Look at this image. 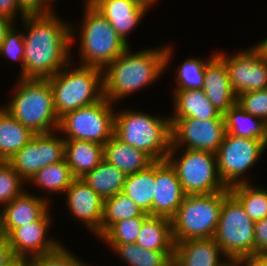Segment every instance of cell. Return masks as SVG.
<instances>
[{
    "label": "cell",
    "instance_id": "cell-40",
    "mask_svg": "<svg viewBox=\"0 0 267 266\" xmlns=\"http://www.w3.org/2000/svg\"><path fill=\"white\" fill-rule=\"evenodd\" d=\"M255 256L267 257V217L255 222Z\"/></svg>",
    "mask_w": 267,
    "mask_h": 266
},
{
    "label": "cell",
    "instance_id": "cell-12",
    "mask_svg": "<svg viewBox=\"0 0 267 266\" xmlns=\"http://www.w3.org/2000/svg\"><path fill=\"white\" fill-rule=\"evenodd\" d=\"M170 123L171 147L167 156H174L185 143V149L215 154L227 133L225 119L170 118Z\"/></svg>",
    "mask_w": 267,
    "mask_h": 266
},
{
    "label": "cell",
    "instance_id": "cell-43",
    "mask_svg": "<svg viewBox=\"0 0 267 266\" xmlns=\"http://www.w3.org/2000/svg\"><path fill=\"white\" fill-rule=\"evenodd\" d=\"M240 266H267L266 256L240 258Z\"/></svg>",
    "mask_w": 267,
    "mask_h": 266
},
{
    "label": "cell",
    "instance_id": "cell-38",
    "mask_svg": "<svg viewBox=\"0 0 267 266\" xmlns=\"http://www.w3.org/2000/svg\"><path fill=\"white\" fill-rule=\"evenodd\" d=\"M237 104L247 113L267 123V89L239 94Z\"/></svg>",
    "mask_w": 267,
    "mask_h": 266
},
{
    "label": "cell",
    "instance_id": "cell-33",
    "mask_svg": "<svg viewBox=\"0 0 267 266\" xmlns=\"http://www.w3.org/2000/svg\"><path fill=\"white\" fill-rule=\"evenodd\" d=\"M229 190L254 222L267 217V188H257L253 187L252 183H243L234 185Z\"/></svg>",
    "mask_w": 267,
    "mask_h": 266
},
{
    "label": "cell",
    "instance_id": "cell-29",
    "mask_svg": "<svg viewBox=\"0 0 267 266\" xmlns=\"http://www.w3.org/2000/svg\"><path fill=\"white\" fill-rule=\"evenodd\" d=\"M136 244L154 251H174L171 219L149 216L143 222Z\"/></svg>",
    "mask_w": 267,
    "mask_h": 266
},
{
    "label": "cell",
    "instance_id": "cell-21",
    "mask_svg": "<svg viewBox=\"0 0 267 266\" xmlns=\"http://www.w3.org/2000/svg\"><path fill=\"white\" fill-rule=\"evenodd\" d=\"M220 254L213 238L189 239L175 242L173 261L178 266H221L226 260Z\"/></svg>",
    "mask_w": 267,
    "mask_h": 266
},
{
    "label": "cell",
    "instance_id": "cell-34",
    "mask_svg": "<svg viewBox=\"0 0 267 266\" xmlns=\"http://www.w3.org/2000/svg\"><path fill=\"white\" fill-rule=\"evenodd\" d=\"M216 55L205 61V59L188 58L184 63L178 67V73L176 78V89L174 90H186V89H202L204 86L205 66Z\"/></svg>",
    "mask_w": 267,
    "mask_h": 266
},
{
    "label": "cell",
    "instance_id": "cell-48",
    "mask_svg": "<svg viewBox=\"0 0 267 266\" xmlns=\"http://www.w3.org/2000/svg\"><path fill=\"white\" fill-rule=\"evenodd\" d=\"M167 266H178V265L172 259Z\"/></svg>",
    "mask_w": 267,
    "mask_h": 266
},
{
    "label": "cell",
    "instance_id": "cell-8",
    "mask_svg": "<svg viewBox=\"0 0 267 266\" xmlns=\"http://www.w3.org/2000/svg\"><path fill=\"white\" fill-rule=\"evenodd\" d=\"M254 226L240 201L229 192L222 202L213 236L226 260L255 256Z\"/></svg>",
    "mask_w": 267,
    "mask_h": 266
},
{
    "label": "cell",
    "instance_id": "cell-23",
    "mask_svg": "<svg viewBox=\"0 0 267 266\" xmlns=\"http://www.w3.org/2000/svg\"><path fill=\"white\" fill-rule=\"evenodd\" d=\"M104 160L126 175L145 170L154 161L143 151L123 143L114 135L103 145Z\"/></svg>",
    "mask_w": 267,
    "mask_h": 266
},
{
    "label": "cell",
    "instance_id": "cell-44",
    "mask_svg": "<svg viewBox=\"0 0 267 266\" xmlns=\"http://www.w3.org/2000/svg\"><path fill=\"white\" fill-rule=\"evenodd\" d=\"M12 26H14L13 20L0 16V46L5 40V36Z\"/></svg>",
    "mask_w": 267,
    "mask_h": 266
},
{
    "label": "cell",
    "instance_id": "cell-26",
    "mask_svg": "<svg viewBox=\"0 0 267 266\" xmlns=\"http://www.w3.org/2000/svg\"><path fill=\"white\" fill-rule=\"evenodd\" d=\"M155 186L154 161L145 170L127 175L122 193L128 196L144 213L152 216Z\"/></svg>",
    "mask_w": 267,
    "mask_h": 266
},
{
    "label": "cell",
    "instance_id": "cell-18",
    "mask_svg": "<svg viewBox=\"0 0 267 266\" xmlns=\"http://www.w3.org/2000/svg\"><path fill=\"white\" fill-rule=\"evenodd\" d=\"M153 3L151 0H97L93 6L128 44L126 36L140 23Z\"/></svg>",
    "mask_w": 267,
    "mask_h": 266
},
{
    "label": "cell",
    "instance_id": "cell-27",
    "mask_svg": "<svg viewBox=\"0 0 267 266\" xmlns=\"http://www.w3.org/2000/svg\"><path fill=\"white\" fill-rule=\"evenodd\" d=\"M226 132L233 136L259 139L267 145V123L247 113L237 103L225 114Z\"/></svg>",
    "mask_w": 267,
    "mask_h": 266
},
{
    "label": "cell",
    "instance_id": "cell-9",
    "mask_svg": "<svg viewBox=\"0 0 267 266\" xmlns=\"http://www.w3.org/2000/svg\"><path fill=\"white\" fill-rule=\"evenodd\" d=\"M103 97L100 101L78 108L62 116L58 131L64 139L92 141L104 145L114 132V107Z\"/></svg>",
    "mask_w": 267,
    "mask_h": 266
},
{
    "label": "cell",
    "instance_id": "cell-46",
    "mask_svg": "<svg viewBox=\"0 0 267 266\" xmlns=\"http://www.w3.org/2000/svg\"><path fill=\"white\" fill-rule=\"evenodd\" d=\"M259 44L263 47L264 51L267 54V37L263 41L259 42Z\"/></svg>",
    "mask_w": 267,
    "mask_h": 266
},
{
    "label": "cell",
    "instance_id": "cell-19",
    "mask_svg": "<svg viewBox=\"0 0 267 266\" xmlns=\"http://www.w3.org/2000/svg\"><path fill=\"white\" fill-rule=\"evenodd\" d=\"M48 198L24 191L7 203L0 214V236L7 237L15 228L38 220L48 209Z\"/></svg>",
    "mask_w": 267,
    "mask_h": 266
},
{
    "label": "cell",
    "instance_id": "cell-6",
    "mask_svg": "<svg viewBox=\"0 0 267 266\" xmlns=\"http://www.w3.org/2000/svg\"><path fill=\"white\" fill-rule=\"evenodd\" d=\"M85 8L80 26L81 64L104 70L129 45L120 38L109 21L93 5L85 4Z\"/></svg>",
    "mask_w": 267,
    "mask_h": 266
},
{
    "label": "cell",
    "instance_id": "cell-14",
    "mask_svg": "<svg viewBox=\"0 0 267 266\" xmlns=\"http://www.w3.org/2000/svg\"><path fill=\"white\" fill-rule=\"evenodd\" d=\"M57 134H35L8 163L19 176L28 181L43 167L65 159V139Z\"/></svg>",
    "mask_w": 267,
    "mask_h": 266
},
{
    "label": "cell",
    "instance_id": "cell-30",
    "mask_svg": "<svg viewBox=\"0 0 267 266\" xmlns=\"http://www.w3.org/2000/svg\"><path fill=\"white\" fill-rule=\"evenodd\" d=\"M129 266H167L174 251H154L136 243L108 244Z\"/></svg>",
    "mask_w": 267,
    "mask_h": 266
},
{
    "label": "cell",
    "instance_id": "cell-25",
    "mask_svg": "<svg viewBox=\"0 0 267 266\" xmlns=\"http://www.w3.org/2000/svg\"><path fill=\"white\" fill-rule=\"evenodd\" d=\"M35 134L0 108V161L8 162Z\"/></svg>",
    "mask_w": 267,
    "mask_h": 266
},
{
    "label": "cell",
    "instance_id": "cell-49",
    "mask_svg": "<svg viewBox=\"0 0 267 266\" xmlns=\"http://www.w3.org/2000/svg\"><path fill=\"white\" fill-rule=\"evenodd\" d=\"M14 266H23V262L19 260Z\"/></svg>",
    "mask_w": 267,
    "mask_h": 266
},
{
    "label": "cell",
    "instance_id": "cell-35",
    "mask_svg": "<svg viewBox=\"0 0 267 266\" xmlns=\"http://www.w3.org/2000/svg\"><path fill=\"white\" fill-rule=\"evenodd\" d=\"M148 217H134L114 223L100 238L108 244L136 243L143 222Z\"/></svg>",
    "mask_w": 267,
    "mask_h": 266
},
{
    "label": "cell",
    "instance_id": "cell-42",
    "mask_svg": "<svg viewBox=\"0 0 267 266\" xmlns=\"http://www.w3.org/2000/svg\"><path fill=\"white\" fill-rule=\"evenodd\" d=\"M17 11L22 18L28 15L19 4L18 0H0V16L14 20Z\"/></svg>",
    "mask_w": 267,
    "mask_h": 266
},
{
    "label": "cell",
    "instance_id": "cell-17",
    "mask_svg": "<svg viewBox=\"0 0 267 266\" xmlns=\"http://www.w3.org/2000/svg\"><path fill=\"white\" fill-rule=\"evenodd\" d=\"M70 213L86 224L98 238L101 237L104 200L81 178H76L65 191Z\"/></svg>",
    "mask_w": 267,
    "mask_h": 266
},
{
    "label": "cell",
    "instance_id": "cell-47",
    "mask_svg": "<svg viewBox=\"0 0 267 266\" xmlns=\"http://www.w3.org/2000/svg\"><path fill=\"white\" fill-rule=\"evenodd\" d=\"M97 0H86V5H93Z\"/></svg>",
    "mask_w": 267,
    "mask_h": 266
},
{
    "label": "cell",
    "instance_id": "cell-45",
    "mask_svg": "<svg viewBox=\"0 0 267 266\" xmlns=\"http://www.w3.org/2000/svg\"><path fill=\"white\" fill-rule=\"evenodd\" d=\"M221 266H240V259H227Z\"/></svg>",
    "mask_w": 267,
    "mask_h": 266
},
{
    "label": "cell",
    "instance_id": "cell-2",
    "mask_svg": "<svg viewBox=\"0 0 267 266\" xmlns=\"http://www.w3.org/2000/svg\"><path fill=\"white\" fill-rule=\"evenodd\" d=\"M170 49L164 46L132 54L128 47L103 70L104 97L113 103L152 84L170 64Z\"/></svg>",
    "mask_w": 267,
    "mask_h": 266
},
{
    "label": "cell",
    "instance_id": "cell-32",
    "mask_svg": "<svg viewBox=\"0 0 267 266\" xmlns=\"http://www.w3.org/2000/svg\"><path fill=\"white\" fill-rule=\"evenodd\" d=\"M128 196L118 193L104 199L101 236L114 224L124 219L134 217H149Z\"/></svg>",
    "mask_w": 267,
    "mask_h": 266
},
{
    "label": "cell",
    "instance_id": "cell-13",
    "mask_svg": "<svg viewBox=\"0 0 267 266\" xmlns=\"http://www.w3.org/2000/svg\"><path fill=\"white\" fill-rule=\"evenodd\" d=\"M216 54L225 62L231 87L237 96L267 89V54L259 43L234 55Z\"/></svg>",
    "mask_w": 267,
    "mask_h": 266
},
{
    "label": "cell",
    "instance_id": "cell-20",
    "mask_svg": "<svg viewBox=\"0 0 267 266\" xmlns=\"http://www.w3.org/2000/svg\"><path fill=\"white\" fill-rule=\"evenodd\" d=\"M202 90L213 106L222 114H225L237 103V95L231 87L226 64L217 54L205 66Z\"/></svg>",
    "mask_w": 267,
    "mask_h": 266
},
{
    "label": "cell",
    "instance_id": "cell-5",
    "mask_svg": "<svg viewBox=\"0 0 267 266\" xmlns=\"http://www.w3.org/2000/svg\"><path fill=\"white\" fill-rule=\"evenodd\" d=\"M70 63L47 80L52 88L58 118L78 108L93 104L104 97L103 70Z\"/></svg>",
    "mask_w": 267,
    "mask_h": 266
},
{
    "label": "cell",
    "instance_id": "cell-22",
    "mask_svg": "<svg viewBox=\"0 0 267 266\" xmlns=\"http://www.w3.org/2000/svg\"><path fill=\"white\" fill-rule=\"evenodd\" d=\"M174 115L169 118L225 119L202 89L174 90Z\"/></svg>",
    "mask_w": 267,
    "mask_h": 266
},
{
    "label": "cell",
    "instance_id": "cell-3",
    "mask_svg": "<svg viewBox=\"0 0 267 266\" xmlns=\"http://www.w3.org/2000/svg\"><path fill=\"white\" fill-rule=\"evenodd\" d=\"M15 88L13 99L3 109L34 134L58 132L60 119L49 81L20 78Z\"/></svg>",
    "mask_w": 267,
    "mask_h": 266
},
{
    "label": "cell",
    "instance_id": "cell-28",
    "mask_svg": "<svg viewBox=\"0 0 267 266\" xmlns=\"http://www.w3.org/2000/svg\"><path fill=\"white\" fill-rule=\"evenodd\" d=\"M126 177L124 172L103 159L81 179L104 200L123 191Z\"/></svg>",
    "mask_w": 267,
    "mask_h": 266
},
{
    "label": "cell",
    "instance_id": "cell-15",
    "mask_svg": "<svg viewBox=\"0 0 267 266\" xmlns=\"http://www.w3.org/2000/svg\"><path fill=\"white\" fill-rule=\"evenodd\" d=\"M50 215L48 209L38 220L15 228L6 237L20 261L53 252L61 245L46 237L51 224Z\"/></svg>",
    "mask_w": 267,
    "mask_h": 266
},
{
    "label": "cell",
    "instance_id": "cell-10",
    "mask_svg": "<svg viewBox=\"0 0 267 266\" xmlns=\"http://www.w3.org/2000/svg\"><path fill=\"white\" fill-rule=\"evenodd\" d=\"M180 157L167 156L175 169L186 195L211 194L228 188L222 182L217 168L216 154L183 149Z\"/></svg>",
    "mask_w": 267,
    "mask_h": 266
},
{
    "label": "cell",
    "instance_id": "cell-16",
    "mask_svg": "<svg viewBox=\"0 0 267 266\" xmlns=\"http://www.w3.org/2000/svg\"><path fill=\"white\" fill-rule=\"evenodd\" d=\"M155 183L152 216L172 219L186 194L175 169L167 160L155 161Z\"/></svg>",
    "mask_w": 267,
    "mask_h": 266
},
{
    "label": "cell",
    "instance_id": "cell-39",
    "mask_svg": "<svg viewBox=\"0 0 267 266\" xmlns=\"http://www.w3.org/2000/svg\"><path fill=\"white\" fill-rule=\"evenodd\" d=\"M24 40H23V33L18 32L15 30L12 26L10 30L7 32L5 36V40L0 46V55H2L5 58H8V61H22L21 66V75L19 78L23 79V61H24Z\"/></svg>",
    "mask_w": 267,
    "mask_h": 266
},
{
    "label": "cell",
    "instance_id": "cell-41",
    "mask_svg": "<svg viewBox=\"0 0 267 266\" xmlns=\"http://www.w3.org/2000/svg\"><path fill=\"white\" fill-rule=\"evenodd\" d=\"M18 261L8 239L0 236V266H14Z\"/></svg>",
    "mask_w": 267,
    "mask_h": 266
},
{
    "label": "cell",
    "instance_id": "cell-4",
    "mask_svg": "<svg viewBox=\"0 0 267 266\" xmlns=\"http://www.w3.org/2000/svg\"><path fill=\"white\" fill-rule=\"evenodd\" d=\"M124 110L114 114L113 135L153 161L166 160L171 147L170 118Z\"/></svg>",
    "mask_w": 267,
    "mask_h": 266
},
{
    "label": "cell",
    "instance_id": "cell-37",
    "mask_svg": "<svg viewBox=\"0 0 267 266\" xmlns=\"http://www.w3.org/2000/svg\"><path fill=\"white\" fill-rule=\"evenodd\" d=\"M23 266H87L62 244L53 252L23 260Z\"/></svg>",
    "mask_w": 267,
    "mask_h": 266
},
{
    "label": "cell",
    "instance_id": "cell-31",
    "mask_svg": "<svg viewBox=\"0 0 267 266\" xmlns=\"http://www.w3.org/2000/svg\"><path fill=\"white\" fill-rule=\"evenodd\" d=\"M75 179L71 168L64 159L43 167L28 182L31 181L34 185L36 184V187L44 188L46 192L65 193Z\"/></svg>",
    "mask_w": 267,
    "mask_h": 266
},
{
    "label": "cell",
    "instance_id": "cell-11",
    "mask_svg": "<svg viewBox=\"0 0 267 266\" xmlns=\"http://www.w3.org/2000/svg\"><path fill=\"white\" fill-rule=\"evenodd\" d=\"M265 147L267 148V145L262 140L226 133L215 153L218 173L224 185L230 188L237 184L249 183L243 174L257 163Z\"/></svg>",
    "mask_w": 267,
    "mask_h": 266
},
{
    "label": "cell",
    "instance_id": "cell-24",
    "mask_svg": "<svg viewBox=\"0 0 267 266\" xmlns=\"http://www.w3.org/2000/svg\"><path fill=\"white\" fill-rule=\"evenodd\" d=\"M65 159L75 178H82L103 159V145L92 141L65 139Z\"/></svg>",
    "mask_w": 267,
    "mask_h": 266
},
{
    "label": "cell",
    "instance_id": "cell-1",
    "mask_svg": "<svg viewBox=\"0 0 267 266\" xmlns=\"http://www.w3.org/2000/svg\"><path fill=\"white\" fill-rule=\"evenodd\" d=\"M23 19V79H48L69 64L74 31L54 12L28 14Z\"/></svg>",
    "mask_w": 267,
    "mask_h": 266
},
{
    "label": "cell",
    "instance_id": "cell-7",
    "mask_svg": "<svg viewBox=\"0 0 267 266\" xmlns=\"http://www.w3.org/2000/svg\"><path fill=\"white\" fill-rule=\"evenodd\" d=\"M229 188L211 194L186 195L171 219L174 242L213 238Z\"/></svg>",
    "mask_w": 267,
    "mask_h": 266
},
{
    "label": "cell",
    "instance_id": "cell-36",
    "mask_svg": "<svg viewBox=\"0 0 267 266\" xmlns=\"http://www.w3.org/2000/svg\"><path fill=\"white\" fill-rule=\"evenodd\" d=\"M23 182L25 181L8 162L0 161V205L2 207L24 192Z\"/></svg>",
    "mask_w": 267,
    "mask_h": 266
}]
</instances>
